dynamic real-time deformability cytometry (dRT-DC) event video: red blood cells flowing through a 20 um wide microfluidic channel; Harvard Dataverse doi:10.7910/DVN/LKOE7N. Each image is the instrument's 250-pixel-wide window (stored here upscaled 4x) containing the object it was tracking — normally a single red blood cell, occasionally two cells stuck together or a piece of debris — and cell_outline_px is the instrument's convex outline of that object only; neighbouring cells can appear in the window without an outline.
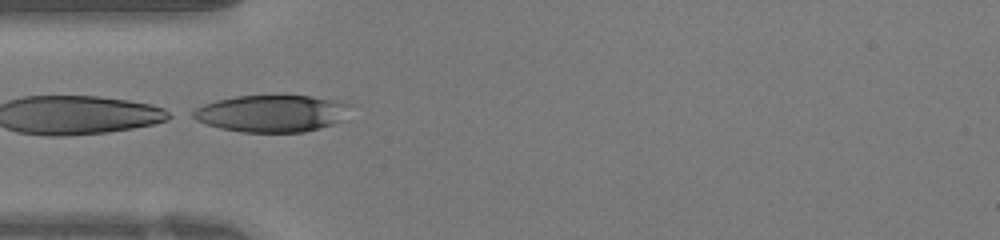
{"species": "human", "species_latin": "Homo sapiens", "temperature_condition": "warm", "stored_images_in_passage": 40, "segment_of_instrument_passage": [2, 2], "camera_frame_rate_fps": 3000, "um_per_image_px": 0.085, "donor": {"sex": "female"}, "frame": {"image": 1, "passage_image": 12, "time_ms": 3.667, "image_size_px": [1000, 240], "cell_outline_px": [[352, 104], [340, 120], [332, 124], [304, 132], [244, 132], [220, 128], [196, 120], [188, 116], [196, 108], [204, 104], [216, 100], [236, 96], [312, 96], [340, 100]], "centroid_in_image_um": [23.07, 9.63], "position_along_channel_um": 61.9, "area_um2": 33.76}}
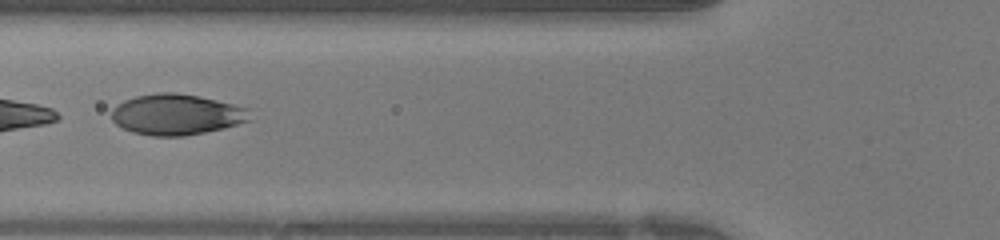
{"frame": {"image": 2, "passage_image": 15, "time_ms": 4.667, "image_size_px": [1000, 240], "cell_outline_px": [[252, 120], [224, 128], [184, 136], [152, 136], [132, 132], [116, 124], [112, 120], [112, 108], [116, 104], [124, 100], [136, 96], [156, 92], [172, 92], [196, 96], [216, 100], [248, 108]], "centroid_in_image_um": [14.99, 9.73], "position_along_channel_um": 110.8, "area_um2": 32.89}}
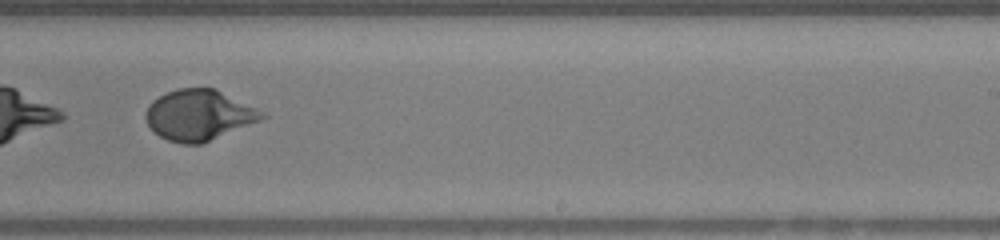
{"frame": {"image": 3, "passage_image": 25, "time_ms": 8.0, "image_size_px": [1000, 240], "cell_outline_px": [[268, 116], [260, 120], [200, 144], [180, 144], [168, 140], [160, 136], [148, 124], [144, 116], [148, 104], [152, 100], [168, 92], [180, 88], [216, 88], [264, 112]], "centroid_in_image_um": [16.89, 9.77], "position_along_channel_um": 272.1, "area_um2": 33.99}}